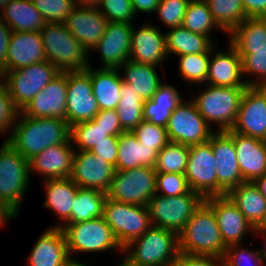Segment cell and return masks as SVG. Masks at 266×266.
Masks as SVG:
<instances>
[{
    "label": "cell",
    "instance_id": "cell-44",
    "mask_svg": "<svg viewBox=\"0 0 266 266\" xmlns=\"http://www.w3.org/2000/svg\"><path fill=\"white\" fill-rule=\"evenodd\" d=\"M46 23H64L76 7L74 0H32Z\"/></svg>",
    "mask_w": 266,
    "mask_h": 266
},
{
    "label": "cell",
    "instance_id": "cell-13",
    "mask_svg": "<svg viewBox=\"0 0 266 266\" xmlns=\"http://www.w3.org/2000/svg\"><path fill=\"white\" fill-rule=\"evenodd\" d=\"M216 160L209 141L189 146L185 176L191 191L205 199L217 196Z\"/></svg>",
    "mask_w": 266,
    "mask_h": 266
},
{
    "label": "cell",
    "instance_id": "cell-17",
    "mask_svg": "<svg viewBox=\"0 0 266 266\" xmlns=\"http://www.w3.org/2000/svg\"><path fill=\"white\" fill-rule=\"evenodd\" d=\"M213 209L217 224L226 246L241 244L244 235L255 233L256 229L227 195L213 196L205 199Z\"/></svg>",
    "mask_w": 266,
    "mask_h": 266
},
{
    "label": "cell",
    "instance_id": "cell-59",
    "mask_svg": "<svg viewBox=\"0 0 266 266\" xmlns=\"http://www.w3.org/2000/svg\"><path fill=\"white\" fill-rule=\"evenodd\" d=\"M253 183L261 192L262 196L266 199V173L255 179Z\"/></svg>",
    "mask_w": 266,
    "mask_h": 266
},
{
    "label": "cell",
    "instance_id": "cell-41",
    "mask_svg": "<svg viewBox=\"0 0 266 266\" xmlns=\"http://www.w3.org/2000/svg\"><path fill=\"white\" fill-rule=\"evenodd\" d=\"M188 154L189 146L170 141L158 152L154 169L157 173L185 174Z\"/></svg>",
    "mask_w": 266,
    "mask_h": 266
},
{
    "label": "cell",
    "instance_id": "cell-58",
    "mask_svg": "<svg viewBox=\"0 0 266 266\" xmlns=\"http://www.w3.org/2000/svg\"><path fill=\"white\" fill-rule=\"evenodd\" d=\"M16 217L17 215L0 200V227H4L8 220Z\"/></svg>",
    "mask_w": 266,
    "mask_h": 266
},
{
    "label": "cell",
    "instance_id": "cell-38",
    "mask_svg": "<svg viewBox=\"0 0 266 266\" xmlns=\"http://www.w3.org/2000/svg\"><path fill=\"white\" fill-rule=\"evenodd\" d=\"M144 100L133 91V87L122 82L121 98L116 112L124 131H133L143 121Z\"/></svg>",
    "mask_w": 266,
    "mask_h": 266
},
{
    "label": "cell",
    "instance_id": "cell-51",
    "mask_svg": "<svg viewBox=\"0 0 266 266\" xmlns=\"http://www.w3.org/2000/svg\"><path fill=\"white\" fill-rule=\"evenodd\" d=\"M20 110L8 94L5 83L0 86V133L12 131Z\"/></svg>",
    "mask_w": 266,
    "mask_h": 266
},
{
    "label": "cell",
    "instance_id": "cell-20",
    "mask_svg": "<svg viewBox=\"0 0 266 266\" xmlns=\"http://www.w3.org/2000/svg\"><path fill=\"white\" fill-rule=\"evenodd\" d=\"M168 57L166 35L159 27L143 23L138 29L133 25L129 60L158 66Z\"/></svg>",
    "mask_w": 266,
    "mask_h": 266
},
{
    "label": "cell",
    "instance_id": "cell-24",
    "mask_svg": "<svg viewBox=\"0 0 266 266\" xmlns=\"http://www.w3.org/2000/svg\"><path fill=\"white\" fill-rule=\"evenodd\" d=\"M212 47L206 84L220 87L248 86L247 80H242V59L235 48L228 43L224 51ZM216 50V51H215Z\"/></svg>",
    "mask_w": 266,
    "mask_h": 266
},
{
    "label": "cell",
    "instance_id": "cell-16",
    "mask_svg": "<svg viewBox=\"0 0 266 266\" xmlns=\"http://www.w3.org/2000/svg\"><path fill=\"white\" fill-rule=\"evenodd\" d=\"M209 142L216 160L217 196L226 195L245 182L240 173L235 145L226 131H215Z\"/></svg>",
    "mask_w": 266,
    "mask_h": 266
},
{
    "label": "cell",
    "instance_id": "cell-12",
    "mask_svg": "<svg viewBox=\"0 0 266 266\" xmlns=\"http://www.w3.org/2000/svg\"><path fill=\"white\" fill-rule=\"evenodd\" d=\"M166 130L169 141L187 146L205 143L215 132V129H212L199 113L191 99L189 101L182 100L172 112Z\"/></svg>",
    "mask_w": 266,
    "mask_h": 266
},
{
    "label": "cell",
    "instance_id": "cell-55",
    "mask_svg": "<svg viewBox=\"0 0 266 266\" xmlns=\"http://www.w3.org/2000/svg\"><path fill=\"white\" fill-rule=\"evenodd\" d=\"M11 34V28L0 18V69L3 71H6L8 43Z\"/></svg>",
    "mask_w": 266,
    "mask_h": 266
},
{
    "label": "cell",
    "instance_id": "cell-40",
    "mask_svg": "<svg viewBox=\"0 0 266 266\" xmlns=\"http://www.w3.org/2000/svg\"><path fill=\"white\" fill-rule=\"evenodd\" d=\"M182 26L210 38L213 29L224 31L214 20L205 0H190Z\"/></svg>",
    "mask_w": 266,
    "mask_h": 266
},
{
    "label": "cell",
    "instance_id": "cell-2",
    "mask_svg": "<svg viewBox=\"0 0 266 266\" xmlns=\"http://www.w3.org/2000/svg\"><path fill=\"white\" fill-rule=\"evenodd\" d=\"M179 252L223 258L225 245L213 209L204 202L178 233Z\"/></svg>",
    "mask_w": 266,
    "mask_h": 266
},
{
    "label": "cell",
    "instance_id": "cell-31",
    "mask_svg": "<svg viewBox=\"0 0 266 266\" xmlns=\"http://www.w3.org/2000/svg\"><path fill=\"white\" fill-rule=\"evenodd\" d=\"M228 35L229 43L238 53L266 51V18H246Z\"/></svg>",
    "mask_w": 266,
    "mask_h": 266
},
{
    "label": "cell",
    "instance_id": "cell-35",
    "mask_svg": "<svg viewBox=\"0 0 266 266\" xmlns=\"http://www.w3.org/2000/svg\"><path fill=\"white\" fill-rule=\"evenodd\" d=\"M157 67L127 60L118 69L124 70V75H121L122 81L133 87V91L145 101L151 99L162 84Z\"/></svg>",
    "mask_w": 266,
    "mask_h": 266
},
{
    "label": "cell",
    "instance_id": "cell-11",
    "mask_svg": "<svg viewBox=\"0 0 266 266\" xmlns=\"http://www.w3.org/2000/svg\"><path fill=\"white\" fill-rule=\"evenodd\" d=\"M156 171L153 167H136L115 171L107 198L115 201L144 205L156 194Z\"/></svg>",
    "mask_w": 266,
    "mask_h": 266
},
{
    "label": "cell",
    "instance_id": "cell-25",
    "mask_svg": "<svg viewBox=\"0 0 266 266\" xmlns=\"http://www.w3.org/2000/svg\"><path fill=\"white\" fill-rule=\"evenodd\" d=\"M233 139L240 173L245 182H253L266 173V141L226 131Z\"/></svg>",
    "mask_w": 266,
    "mask_h": 266
},
{
    "label": "cell",
    "instance_id": "cell-6",
    "mask_svg": "<svg viewBox=\"0 0 266 266\" xmlns=\"http://www.w3.org/2000/svg\"><path fill=\"white\" fill-rule=\"evenodd\" d=\"M30 176L29 161L3 140L0 147V200L17 216Z\"/></svg>",
    "mask_w": 266,
    "mask_h": 266
},
{
    "label": "cell",
    "instance_id": "cell-29",
    "mask_svg": "<svg viewBox=\"0 0 266 266\" xmlns=\"http://www.w3.org/2000/svg\"><path fill=\"white\" fill-rule=\"evenodd\" d=\"M158 151L152 146L141 144L132 131H124L118 136L116 171L136 167H155Z\"/></svg>",
    "mask_w": 266,
    "mask_h": 266
},
{
    "label": "cell",
    "instance_id": "cell-45",
    "mask_svg": "<svg viewBox=\"0 0 266 266\" xmlns=\"http://www.w3.org/2000/svg\"><path fill=\"white\" fill-rule=\"evenodd\" d=\"M242 59V72L246 75H253L254 80H248V86L266 87V51L255 53H238Z\"/></svg>",
    "mask_w": 266,
    "mask_h": 266
},
{
    "label": "cell",
    "instance_id": "cell-8",
    "mask_svg": "<svg viewBox=\"0 0 266 266\" xmlns=\"http://www.w3.org/2000/svg\"><path fill=\"white\" fill-rule=\"evenodd\" d=\"M204 202L205 198L201 194L190 190L184 195L174 197L155 194L146 206L152 226L178 234Z\"/></svg>",
    "mask_w": 266,
    "mask_h": 266
},
{
    "label": "cell",
    "instance_id": "cell-15",
    "mask_svg": "<svg viewBox=\"0 0 266 266\" xmlns=\"http://www.w3.org/2000/svg\"><path fill=\"white\" fill-rule=\"evenodd\" d=\"M98 112L90 75L85 70L67 72L66 121L70 127L93 120Z\"/></svg>",
    "mask_w": 266,
    "mask_h": 266
},
{
    "label": "cell",
    "instance_id": "cell-7",
    "mask_svg": "<svg viewBox=\"0 0 266 266\" xmlns=\"http://www.w3.org/2000/svg\"><path fill=\"white\" fill-rule=\"evenodd\" d=\"M60 228L64 232L71 261H77L71 256L73 253L94 254L115 248H118L120 253L123 252L103 216L79 223H64Z\"/></svg>",
    "mask_w": 266,
    "mask_h": 266
},
{
    "label": "cell",
    "instance_id": "cell-54",
    "mask_svg": "<svg viewBox=\"0 0 266 266\" xmlns=\"http://www.w3.org/2000/svg\"><path fill=\"white\" fill-rule=\"evenodd\" d=\"M174 266H225L224 259L215 256L188 255L179 252Z\"/></svg>",
    "mask_w": 266,
    "mask_h": 266
},
{
    "label": "cell",
    "instance_id": "cell-10",
    "mask_svg": "<svg viewBox=\"0 0 266 266\" xmlns=\"http://www.w3.org/2000/svg\"><path fill=\"white\" fill-rule=\"evenodd\" d=\"M103 217L122 248L152 226L147 206L131 205L110 198L105 200Z\"/></svg>",
    "mask_w": 266,
    "mask_h": 266
},
{
    "label": "cell",
    "instance_id": "cell-60",
    "mask_svg": "<svg viewBox=\"0 0 266 266\" xmlns=\"http://www.w3.org/2000/svg\"><path fill=\"white\" fill-rule=\"evenodd\" d=\"M75 4L80 7L98 8L101 0H74Z\"/></svg>",
    "mask_w": 266,
    "mask_h": 266
},
{
    "label": "cell",
    "instance_id": "cell-43",
    "mask_svg": "<svg viewBox=\"0 0 266 266\" xmlns=\"http://www.w3.org/2000/svg\"><path fill=\"white\" fill-rule=\"evenodd\" d=\"M107 130L97 126L93 120L71 126V142L76 144L75 151H91L99 142L108 140Z\"/></svg>",
    "mask_w": 266,
    "mask_h": 266
},
{
    "label": "cell",
    "instance_id": "cell-52",
    "mask_svg": "<svg viewBox=\"0 0 266 266\" xmlns=\"http://www.w3.org/2000/svg\"><path fill=\"white\" fill-rule=\"evenodd\" d=\"M93 121L97 126L107 130L109 136H119L124 130L122 129L116 109L99 110Z\"/></svg>",
    "mask_w": 266,
    "mask_h": 266
},
{
    "label": "cell",
    "instance_id": "cell-5",
    "mask_svg": "<svg viewBox=\"0 0 266 266\" xmlns=\"http://www.w3.org/2000/svg\"><path fill=\"white\" fill-rule=\"evenodd\" d=\"M204 87L202 92L191 99L199 113L211 128L213 124L218 125L215 131L231 130L242 94L248 86L220 87L206 84Z\"/></svg>",
    "mask_w": 266,
    "mask_h": 266
},
{
    "label": "cell",
    "instance_id": "cell-47",
    "mask_svg": "<svg viewBox=\"0 0 266 266\" xmlns=\"http://www.w3.org/2000/svg\"><path fill=\"white\" fill-rule=\"evenodd\" d=\"M190 0H160L156 15L169 29L182 26Z\"/></svg>",
    "mask_w": 266,
    "mask_h": 266
},
{
    "label": "cell",
    "instance_id": "cell-19",
    "mask_svg": "<svg viewBox=\"0 0 266 266\" xmlns=\"http://www.w3.org/2000/svg\"><path fill=\"white\" fill-rule=\"evenodd\" d=\"M67 72H61L20 111L37 118L66 120Z\"/></svg>",
    "mask_w": 266,
    "mask_h": 266
},
{
    "label": "cell",
    "instance_id": "cell-36",
    "mask_svg": "<svg viewBox=\"0 0 266 266\" xmlns=\"http://www.w3.org/2000/svg\"><path fill=\"white\" fill-rule=\"evenodd\" d=\"M165 35L168 56L208 52L214 46L212 38L191 32L183 26L172 28Z\"/></svg>",
    "mask_w": 266,
    "mask_h": 266
},
{
    "label": "cell",
    "instance_id": "cell-39",
    "mask_svg": "<svg viewBox=\"0 0 266 266\" xmlns=\"http://www.w3.org/2000/svg\"><path fill=\"white\" fill-rule=\"evenodd\" d=\"M216 23L227 34L246 18L242 0H205Z\"/></svg>",
    "mask_w": 266,
    "mask_h": 266
},
{
    "label": "cell",
    "instance_id": "cell-27",
    "mask_svg": "<svg viewBox=\"0 0 266 266\" xmlns=\"http://www.w3.org/2000/svg\"><path fill=\"white\" fill-rule=\"evenodd\" d=\"M47 60L39 31L12 32L7 51L6 71Z\"/></svg>",
    "mask_w": 266,
    "mask_h": 266
},
{
    "label": "cell",
    "instance_id": "cell-23",
    "mask_svg": "<svg viewBox=\"0 0 266 266\" xmlns=\"http://www.w3.org/2000/svg\"><path fill=\"white\" fill-rule=\"evenodd\" d=\"M67 143L50 146L29 160V174L38 173L43 180L69 178L72 174L75 145ZM33 171V172H32Z\"/></svg>",
    "mask_w": 266,
    "mask_h": 266
},
{
    "label": "cell",
    "instance_id": "cell-42",
    "mask_svg": "<svg viewBox=\"0 0 266 266\" xmlns=\"http://www.w3.org/2000/svg\"><path fill=\"white\" fill-rule=\"evenodd\" d=\"M211 51L212 48L208 52L178 56V73L189 86L196 84L199 87L206 83Z\"/></svg>",
    "mask_w": 266,
    "mask_h": 266
},
{
    "label": "cell",
    "instance_id": "cell-33",
    "mask_svg": "<svg viewBox=\"0 0 266 266\" xmlns=\"http://www.w3.org/2000/svg\"><path fill=\"white\" fill-rule=\"evenodd\" d=\"M181 102L175 86L162 83L152 98L144 101L143 120L166 128L172 112Z\"/></svg>",
    "mask_w": 266,
    "mask_h": 266
},
{
    "label": "cell",
    "instance_id": "cell-28",
    "mask_svg": "<svg viewBox=\"0 0 266 266\" xmlns=\"http://www.w3.org/2000/svg\"><path fill=\"white\" fill-rule=\"evenodd\" d=\"M91 78L93 95L99 110H114L121 98L122 77L118 68L94 69L89 62L85 70Z\"/></svg>",
    "mask_w": 266,
    "mask_h": 266
},
{
    "label": "cell",
    "instance_id": "cell-26",
    "mask_svg": "<svg viewBox=\"0 0 266 266\" xmlns=\"http://www.w3.org/2000/svg\"><path fill=\"white\" fill-rule=\"evenodd\" d=\"M28 257V266H67L71 258L63 230L51 227L44 231Z\"/></svg>",
    "mask_w": 266,
    "mask_h": 266
},
{
    "label": "cell",
    "instance_id": "cell-56",
    "mask_svg": "<svg viewBox=\"0 0 266 266\" xmlns=\"http://www.w3.org/2000/svg\"><path fill=\"white\" fill-rule=\"evenodd\" d=\"M247 18H266V0H242Z\"/></svg>",
    "mask_w": 266,
    "mask_h": 266
},
{
    "label": "cell",
    "instance_id": "cell-4",
    "mask_svg": "<svg viewBox=\"0 0 266 266\" xmlns=\"http://www.w3.org/2000/svg\"><path fill=\"white\" fill-rule=\"evenodd\" d=\"M39 32L47 60L60 72L88 69L89 53L69 32L64 23H45Z\"/></svg>",
    "mask_w": 266,
    "mask_h": 266
},
{
    "label": "cell",
    "instance_id": "cell-57",
    "mask_svg": "<svg viewBox=\"0 0 266 266\" xmlns=\"http://www.w3.org/2000/svg\"><path fill=\"white\" fill-rule=\"evenodd\" d=\"M160 0H132L133 9L135 14L141 13H156Z\"/></svg>",
    "mask_w": 266,
    "mask_h": 266
},
{
    "label": "cell",
    "instance_id": "cell-53",
    "mask_svg": "<svg viewBox=\"0 0 266 266\" xmlns=\"http://www.w3.org/2000/svg\"><path fill=\"white\" fill-rule=\"evenodd\" d=\"M90 152L115 167L118 155V136H108V140L99 142Z\"/></svg>",
    "mask_w": 266,
    "mask_h": 266
},
{
    "label": "cell",
    "instance_id": "cell-1",
    "mask_svg": "<svg viewBox=\"0 0 266 266\" xmlns=\"http://www.w3.org/2000/svg\"><path fill=\"white\" fill-rule=\"evenodd\" d=\"M70 136L71 127L66 120L37 118L20 112L5 141L29 161L50 146L67 143Z\"/></svg>",
    "mask_w": 266,
    "mask_h": 266
},
{
    "label": "cell",
    "instance_id": "cell-22",
    "mask_svg": "<svg viewBox=\"0 0 266 266\" xmlns=\"http://www.w3.org/2000/svg\"><path fill=\"white\" fill-rule=\"evenodd\" d=\"M108 22L98 8L76 5L64 25L89 53L104 35Z\"/></svg>",
    "mask_w": 266,
    "mask_h": 266
},
{
    "label": "cell",
    "instance_id": "cell-37",
    "mask_svg": "<svg viewBox=\"0 0 266 266\" xmlns=\"http://www.w3.org/2000/svg\"><path fill=\"white\" fill-rule=\"evenodd\" d=\"M106 198V192L79 187L70 218L65 223H79L102 217Z\"/></svg>",
    "mask_w": 266,
    "mask_h": 266
},
{
    "label": "cell",
    "instance_id": "cell-3",
    "mask_svg": "<svg viewBox=\"0 0 266 266\" xmlns=\"http://www.w3.org/2000/svg\"><path fill=\"white\" fill-rule=\"evenodd\" d=\"M128 266H174L179 254L178 234L151 226L141 237L123 247Z\"/></svg>",
    "mask_w": 266,
    "mask_h": 266
},
{
    "label": "cell",
    "instance_id": "cell-34",
    "mask_svg": "<svg viewBox=\"0 0 266 266\" xmlns=\"http://www.w3.org/2000/svg\"><path fill=\"white\" fill-rule=\"evenodd\" d=\"M257 229L266 216V199L253 182H244L226 194Z\"/></svg>",
    "mask_w": 266,
    "mask_h": 266
},
{
    "label": "cell",
    "instance_id": "cell-62",
    "mask_svg": "<svg viewBox=\"0 0 266 266\" xmlns=\"http://www.w3.org/2000/svg\"><path fill=\"white\" fill-rule=\"evenodd\" d=\"M256 232H266V216L260 226L256 229Z\"/></svg>",
    "mask_w": 266,
    "mask_h": 266
},
{
    "label": "cell",
    "instance_id": "cell-46",
    "mask_svg": "<svg viewBox=\"0 0 266 266\" xmlns=\"http://www.w3.org/2000/svg\"><path fill=\"white\" fill-rule=\"evenodd\" d=\"M98 10L109 22L133 24L136 17L132 0H101Z\"/></svg>",
    "mask_w": 266,
    "mask_h": 266
},
{
    "label": "cell",
    "instance_id": "cell-61",
    "mask_svg": "<svg viewBox=\"0 0 266 266\" xmlns=\"http://www.w3.org/2000/svg\"><path fill=\"white\" fill-rule=\"evenodd\" d=\"M256 234H262V235H264V238H265V240H264V247H262L263 249H261L260 248V253H261V256L263 257V260L264 261H266V232H255Z\"/></svg>",
    "mask_w": 266,
    "mask_h": 266
},
{
    "label": "cell",
    "instance_id": "cell-14",
    "mask_svg": "<svg viewBox=\"0 0 266 266\" xmlns=\"http://www.w3.org/2000/svg\"><path fill=\"white\" fill-rule=\"evenodd\" d=\"M231 131L266 141V87L245 88Z\"/></svg>",
    "mask_w": 266,
    "mask_h": 266
},
{
    "label": "cell",
    "instance_id": "cell-64",
    "mask_svg": "<svg viewBox=\"0 0 266 266\" xmlns=\"http://www.w3.org/2000/svg\"><path fill=\"white\" fill-rule=\"evenodd\" d=\"M12 0H0V10H2Z\"/></svg>",
    "mask_w": 266,
    "mask_h": 266
},
{
    "label": "cell",
    "instance_id": "cell-50",
    "mask_svg": "<svg viewBox=\"0 0 266 266\" xmlns=\"http://www.w3.org/2000/svg\"><path fill=\"white\" fill-rule=\"evenodd\" d=\"M225 266H266L260 249L256 251L243 248L241 244L227 246L223 257Z\"/></svg>",
    "mask_w": 266,
    "mask_h": 266
},
{
    "label": "cell",
    "instance_id": "cell-49",
    "mask_svg": "<svg viewBox=\"0 0 266 266\" xmlns=\"http://www.w3.org/2000/svg\"><path fill=\"white\" fill-rule=\"evenodd\" d=\"M132 132L141 144L152 146L158 152L170 142L165 127L148 121L143 120Z\"/></svg>",
    "mask_w": 266,
    "mask_h": 266
},
{
    "label": "cell",
    "instance_id": "cell-65",
    "mask_svg": "<svg viewBox=\"0 0 266 266\" xmlns=\"http://www.w3.org/2000/svg\"><path fill=\"white\" fill-rule=\"evenodd\" d=\"M4 83V71L0 69V86Z\"/></svg>",
    "mask_w": 266,
    "mask_h": 266
},
{
    "label": "cell",
    "instance_id": "cell-66",
    "mask_svg": "<svg viewBox=\"0 0 266 266\" xmlns=\"http://www.w3.org/2000/svg\"><path fill=\"white\" fill-rule=\"evenodd\" d=\"M122 262H119L118 266H128L123 260H120Z\"/></svg>",
    "mask_w": 266,
    "mask_h": 266
},
{
    "label": "cell",
    "instance_id": "cell-21",
    "mask_svg": "<svg viewBox=\"0 0 266 266\" xmlns=\"http://www.w3.org/2000/svg\"><path fill=\"white\" fill-rule=\"evenodd\" d=\"M133 24L108 22L104 35L93 50L100 55L102 68H119L129 60Z\"/></svg>",
    "mask_w": 266,
    "mask_h": 266
},
{
    "label": "cell",
    "instance_id": "cell-9",
    "mask_svg": "<svg viewBox=\"0 0 266 266\" xmlns=\"http://www.w3.org/2000/svg\"><path fill=\"white\" fill-rule=\"evenodd\" d=\"M61 72L48 60L16 70L4 71V83L15 106L21 111Z\"/></svg>",
    "mask_w": 266,
    "mask_h": 266
},
{
    "label": "cell",
    "instance_id": "cell-18",
    "mask_svg": "<svg viewBox=\"0 0 266 266\" xmlns=\"http://www.w3.org/2000/svg\"><path fill=\"white\" fill-rule=\"evenodd\" d=\"M115 171V167L100 156L90 151H75L70 179L78 187L107 192Z\"/></svg>",
    "mask_w": 266,
    "mask_h": 266
},
{
    "label": "cell",
    "instance_id": "cell-30",
    "mask_svg": "<svg viewBox=\"0 0 266 266\" xmlns=\"http://www.w3.org/2000/svg\"><path fill=\"white\" fill-rule=\"evenodd\" d=\"M46 199L43 206L50 209L59 219L60 224L53 227L63 225L71 215L75 197L79 187L69 178L47 179L44 180Z\"/></svg>",
    "mask_w": 266,
    "mask_h": 266
},
{
    "label": "cell",
    "instance_id": "cell-32",
    "mask_svg": "<svg viewBox=\"0 0 266 266\" xmlns=\"http://www.w3.org/2000/svg\"><path fill=\"white\" fill-rule=\"evenodd\" d=\"M0 18L12 32L40 31L46 23L32 0H12L1 10Z\"/></svg>",
    "mask_w": 266,
    "mask_h": 266
},
{
    "label": "cell",
    "instance_id": "cell-48",
    "mask_svg": "<svg viewBox=\"0 0 266 266\" xmlns=\"http://www.w3.org/2000/svg\"><path fill=\"white\" fill-rule=\"evenodd\" d=\"M190 191L185 174L156 173V194L174 197Z\"/></svg>",
    "mask_w": 266,
    "mask_h": 266
},
{
    "label": "cell",
    "instance_id": "cell-63",
    "mask_svg": "<svg viewBox=\"0 0 266 266\" xmlns=\"http://www.w3.org/2000/svg\"><path fill=\"white\" fill-rule=\"evenodd\" d=\"M67 266H87V265L82 264L79 261H71Z\"/></svg>",
    "mask_w": 266,
    "mask_h": 266
}]
</instances>
